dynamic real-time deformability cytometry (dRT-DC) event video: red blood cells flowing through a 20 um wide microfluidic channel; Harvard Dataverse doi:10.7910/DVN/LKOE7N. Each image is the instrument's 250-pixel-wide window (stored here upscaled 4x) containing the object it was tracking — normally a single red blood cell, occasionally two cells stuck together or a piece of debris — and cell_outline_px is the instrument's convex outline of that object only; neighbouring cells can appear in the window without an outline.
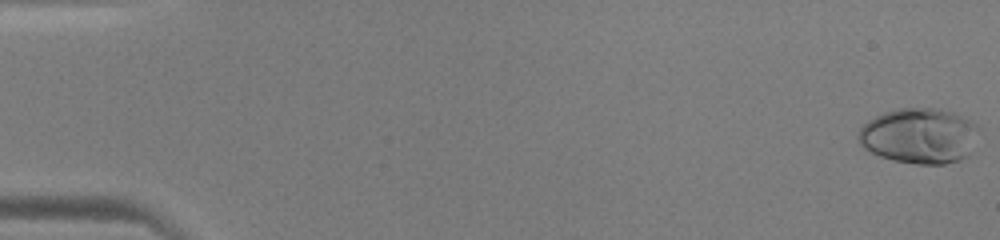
{"species": "human", "species_latin": "Homo sapiens", "temperature_condition": "warm", "stored_images_in_passage": 49, "camera_frame_rate_fps": 3000, "um_per_image_px": 0.085, "donor": {"sex": "male"}, "frame": {"image": 1, "passage_image": 1, "time_ms": 0.0, "image_size_px": [1000, 240], "cell_outline_px": [[980, 128], [968, 156], [960, 160], [944, 164], [916, 164], [892, 160], [880, 156], [864, 148], [860, 144], [856, 136], [860, 128], [868, 120], [884, 112], [900, 108], [932, 108], [952, 112], [976, 124]], "centroid_in_image_um": [78.12, 11.55], "position_along_channel_um": 6.9, "area_um2": 38.9}}
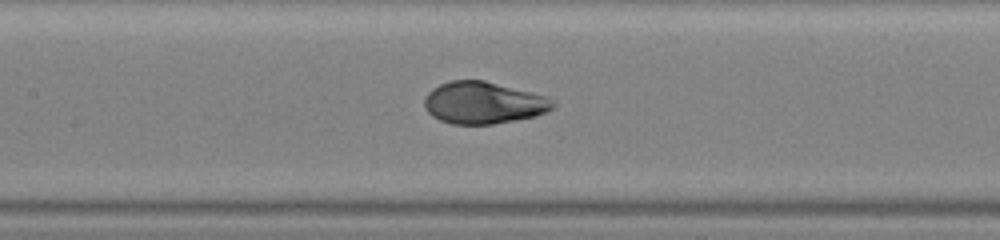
{"frame": {"image": 2, "passage_image": 24, "time_ms": 7.667, "image_size_px": [1000, 240], "cell_outline_px": [[556, 104], [552, 108], [536, 116], [492, 124], [452, 124], [440, 120], [432, 116], [424, 108], [424, 96], [432, 88], [440, 84], [452, 80], [484, 80], [544, 96], [552, 100]], "centroid_in_image_um": [41.03, 8.74], "position_along_channel_um": 166.4, "area_um2": 31.21}}
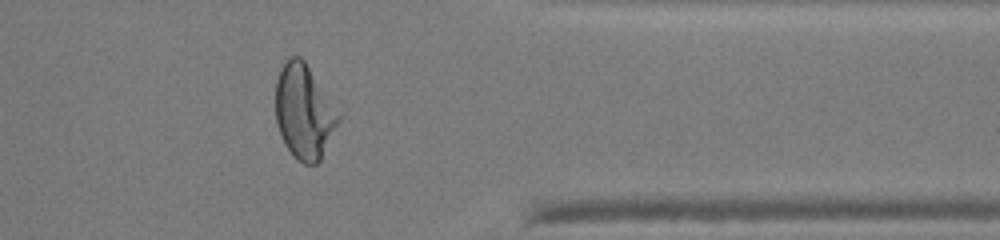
{"frame": {"image": 3, "passage_image": 40, "time_ms": 13.0, "image_size_px": [1000, 240], "cell_outline_px": [[340, 120], [320, 160], [316, 164], [304, 164], [296, 160], [292, 156], [284, 144], [276, 120], [276, 80], [280, 68], [288, 56], [300, 56], [304, 60], [340, 116]], "centroid_in_image_um": [25.81, 9.51], "position_along_channel_um": 385.6, "area_um2": 34.22}}